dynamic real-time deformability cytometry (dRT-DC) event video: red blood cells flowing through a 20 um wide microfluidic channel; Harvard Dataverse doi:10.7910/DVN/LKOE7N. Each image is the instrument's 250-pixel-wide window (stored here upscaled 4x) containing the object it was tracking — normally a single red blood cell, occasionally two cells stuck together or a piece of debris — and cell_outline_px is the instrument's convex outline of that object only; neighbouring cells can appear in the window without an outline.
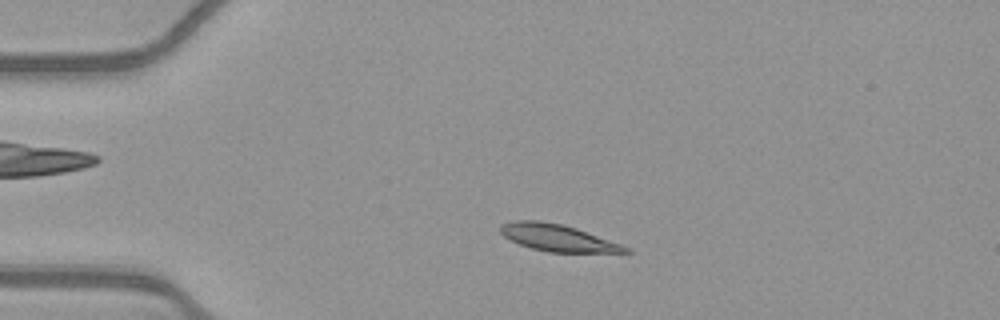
{"species": "common noctule bat (a hibernating species)", "species_latin": "Nyctalus noctula", "temperature_condition": "warm", "stored_images_in_passage": 50, "camera_frame_rate_fps": 3000, "um_per_image_px": 0.085, "animal": {"sex": "female", "body_mass_g": 21.9}, "frame": {"image": 1, "passage_image": 9, "time_ms": 2.667, "image_size_px": [1000, 320], "cell_outline_px": [[632, 252], [548, 252], [532, 248], [520, 244], [504, 236], [500, 232], [500, 224], [516, 220], [540, 220], [564, 224], [576, 228], [620, 244], [628, 248]], "centroid_in_image_um": [47.35, 20.19], "position_along_channel_um": 37.6, "area_um2": 19.31}}
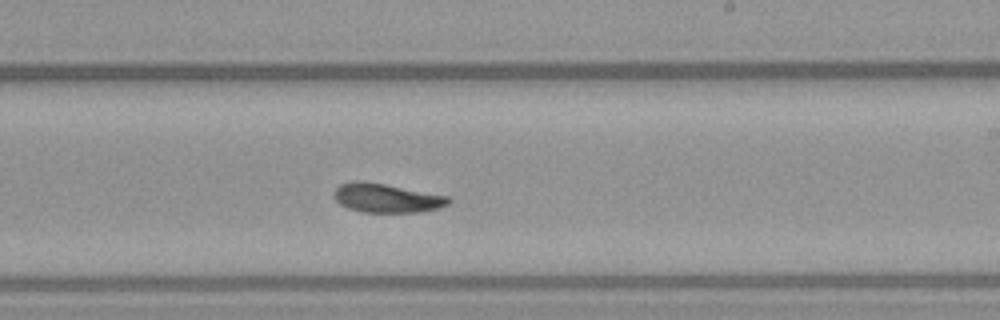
{"frame": {"image": 2, "passage_image": 29, "time_ms": 9.333, "image_size_px": [1000, 320], "cell_outline_px": [[452, 200], [448, 204], [440, 208], [420, 212], [364, 212], [348, 208], [340, 204], [332, 196], [332, 192], [340, 184], [356, 180], [364, 180], [448, 196]], "centroid_in_image_um": [32.83, 16.82], "position_along_channel_um": 256.2, "area_um2": 19.48}}
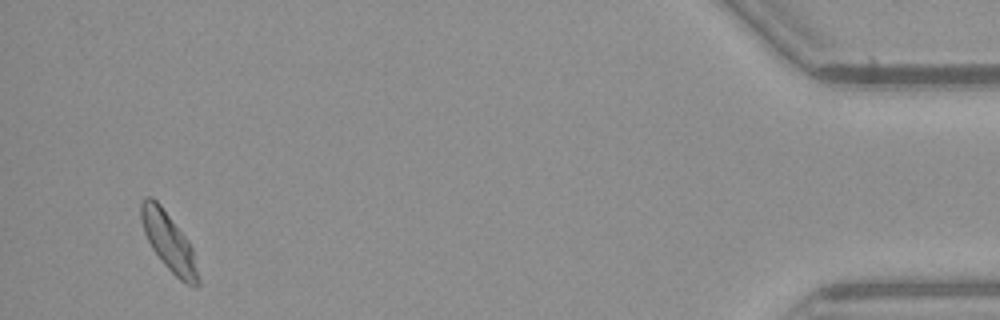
{"frame": {"image": 3, "passage_image": 48, "time_ms": 15.667, "image_size_px": [1000, 320], "cell_outline_px": [[200, 284], [184, 284], [164, 264], [152, 248], [144, 232], [140, 216], [140, 200], [144, 196], [152, 196], [160, 204], [188, 240], [192, 248], [200, 280]], "centroid_in_image_um": [14.32, 20.5], "position_along_channel_um": 420.9, "area_um2": 19.13}, "authors_computed_cell_mechanics": {"area_um2": 19.363, "velocity_mm_per_s": 3.8593, "shape_relaxation_time_tau1_ms": 2.9313, "shape_relaxation_time_tau2_ms": 4.5752, "deformation_change_tau1": 0.1218, "deformation_change_tau2": 0.0945}}